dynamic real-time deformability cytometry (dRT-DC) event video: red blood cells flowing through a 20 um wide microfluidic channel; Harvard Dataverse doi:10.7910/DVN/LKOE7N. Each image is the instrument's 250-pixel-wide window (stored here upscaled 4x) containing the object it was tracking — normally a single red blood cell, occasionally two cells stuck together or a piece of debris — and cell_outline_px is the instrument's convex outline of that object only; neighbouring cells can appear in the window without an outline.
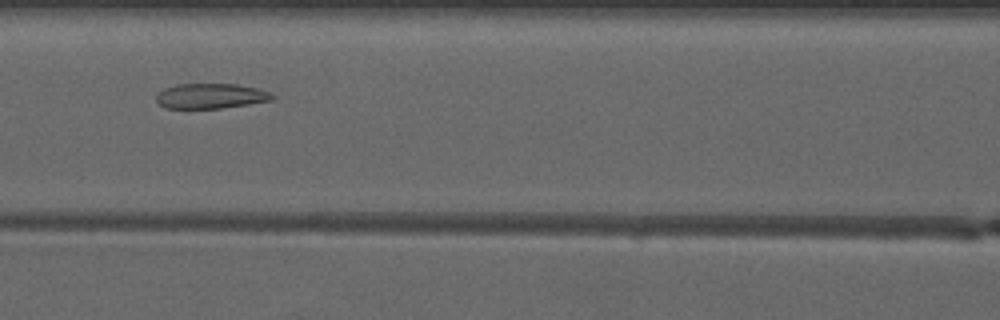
{"species": "common noctule bat (a hibernating species)", "species_latin": "Nyctalus noctula", "temperature_condition": "warm", "stored_images_in_passage": 5, "camera_frame_rate_fps": 3000, "um_per_image_px": 0.085, "animal": {"sex": "male", "forearm_length_mm": 52.5}, "frame": {"image": 1, "passage_image": 4, "time_ms": 3.333, "image_size_px": [1000, 320], "cell_outline_px": [[276, 96], [272, 100], [248, 104], [220, 108], [164, 108], [156, 100], [156, 96], [164, 88], [180, 84], [236, 84], [256, 88], [268, 92]], "centroid_in_image_um": [17.91, 8.16], "position_along_channel_um": 148.7, "area_um2": 16.76}}
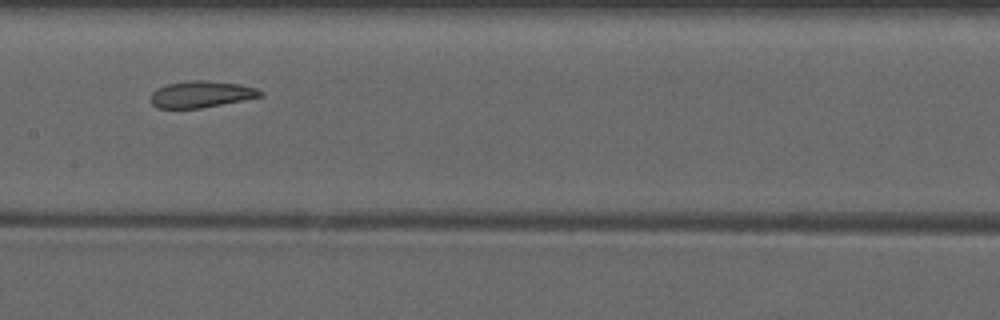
{"frame": {"image": 2, "passage_image": 5, "time_ms": 4.333, "image_size_px": [1000, 320], "cell_outline_px": [[264, 96], [200, 108], [160, 108], [152, 104], [152, 92], [156, 88], [168, 84], [188, 80], [204, 80], [240, 84], [256, 88], [264, 92]], "centroid_in_image_um": [17.13, 8.0], "position_along_channel_um": 190.3, "area_um2": 16.88}}